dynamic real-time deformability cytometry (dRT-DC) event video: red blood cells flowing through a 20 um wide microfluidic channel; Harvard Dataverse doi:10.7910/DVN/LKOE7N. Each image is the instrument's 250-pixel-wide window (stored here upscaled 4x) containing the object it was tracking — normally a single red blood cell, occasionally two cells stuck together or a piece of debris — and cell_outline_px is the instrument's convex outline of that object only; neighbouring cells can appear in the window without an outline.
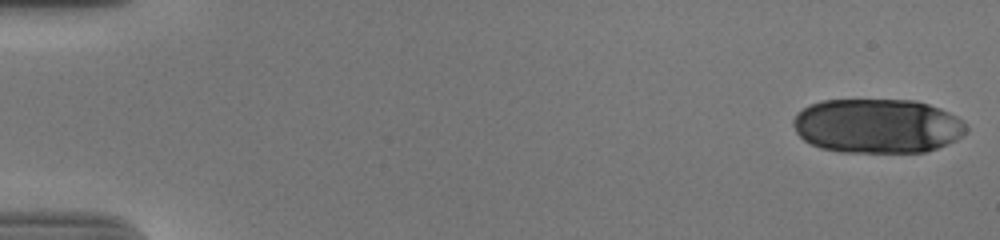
{"species": "human", "species_latin": "Homo sapiens", "temperature_condition": "cold", "stored_images_in_passage": 55, "camera_frame_rate_fps": 3000, "um_per_image_px": 0.085, "donor": {"sex": "male"}, "frame": {"image": 1, "passage_image": 1, "time_ms": 0.0, "image_size_px": [1000, 240], "cell_outline_px": [[968, 128], [956, 140], [936, 148], [924, 152], [840, 152], [820, 148], [804, 140], [796, 132], [792, 124], [792, 120], [804, 108], [812, 104], [824, 100], [916, 100], [940, 108], [964, 120]], "centroid_in_image_um": [74.58, 10.71], "position_along_channel_um": 10.4, "area_um2": 54.85}}
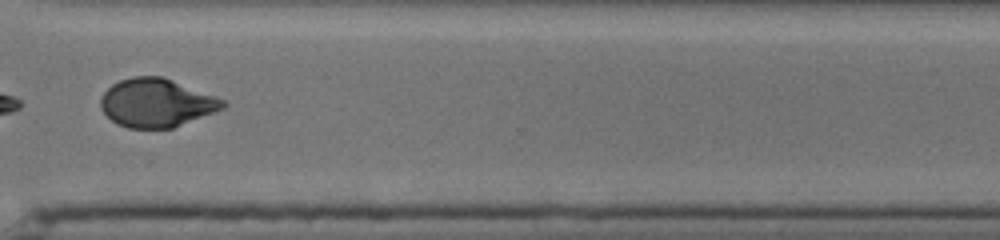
{"frame": {"image": 2, "passage_image": 43, "time_ms": 14.0, "image_size_px": [1000, 240], "cell_outline_px": [[228, 104], [224, 108], [172, 128], [128, 128], [116, 124], [100, 108], [100, 96], [112, 84], [120, 80], [132, 76], [164, 76], [224, 100]], "centroid_in_image_um": [13.27, 8.73], "position_along_channel_um": 357.3, "area_um2": 34.45}, "authors_computed_cell_mechanics": {"area_um2": 37.2232, "velocity_mm_per_s": 3.6933, "shape_relaxation_time_tau1_ms": 4.1429, "shape_relaxation_time_tau2_ms": 1.7559, "deformation_change_tau1": 0.1439, "deformation_change_tau2": 0.0535}}